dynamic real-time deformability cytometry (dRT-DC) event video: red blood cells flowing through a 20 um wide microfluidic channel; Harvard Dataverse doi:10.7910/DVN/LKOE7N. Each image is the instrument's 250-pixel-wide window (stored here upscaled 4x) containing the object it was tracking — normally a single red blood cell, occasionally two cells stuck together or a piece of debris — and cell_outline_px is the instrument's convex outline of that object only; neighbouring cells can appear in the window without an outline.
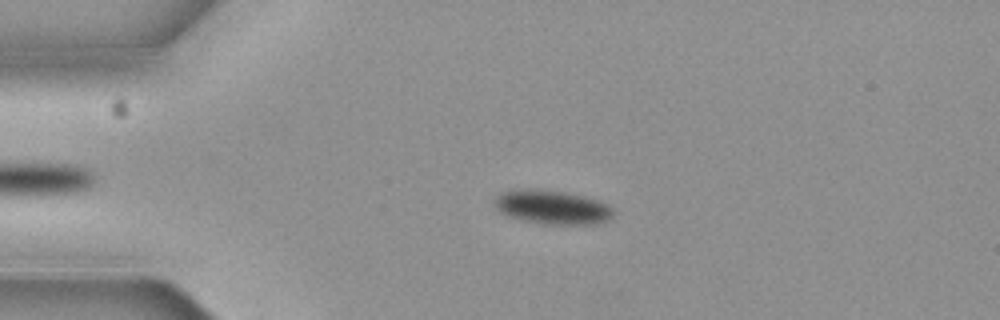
{"species": "common noctule bat (a hibernating species)", "species_latin": "Nyctalus noctula", "temperature_condition": "cold", "stored_images_in_passage": 5, "camera_frame_rate_fps": 3000, "um_per_image_px": 0.085, "animal": {"sex": "female", "body_mass_g": 19.3, "forearm_length_mm": 54.1}, "frame": {"image": 1, "passage_image": 4, "time_ms": 1.0, "image_size_px": [1000, 320], "cell_outline_px": [[612, 216], [596, 224], [544, 224], [524, 220], [508, 216], [500, 212], [496, 208], [496, 200], [504, 192], [560, 192], [584, 196], [596, 200], [612, 208]], "centroid_in_image_um": [47.0, 17.68], "position_along_channel_um": 38.0, "area_um2": 21.91}}